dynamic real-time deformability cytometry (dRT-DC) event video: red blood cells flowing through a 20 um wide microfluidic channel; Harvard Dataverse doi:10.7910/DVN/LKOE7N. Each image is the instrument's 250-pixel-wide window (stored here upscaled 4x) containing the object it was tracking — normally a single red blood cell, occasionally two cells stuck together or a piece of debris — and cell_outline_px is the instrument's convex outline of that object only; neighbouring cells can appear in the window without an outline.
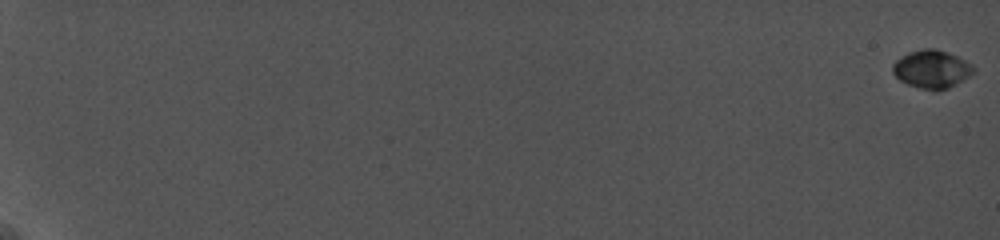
{"species": "common noctule bat (a hibernating species)", "species_latin": "Nyctalus noctula", "temperature_condition": "cold", "stored_images_in_passage": 80, "camera_frame_rate_fps": 5000, "um_per_image_px": 0.085, "animal": {"sex": "female", "body_mass_g": 19.0, "forearm_length_mm": 56.7}, "frame": {"image": 1, "passage_image": 1, "time_ms": 0.0, "image_size_px": [1000, 240], "cell_outline_px": [[976, 72], [948, 88], [920, 88], [908, 84], [900, 80], [892, 72], [892, 64], [900, 56], [908, 52], [924, 48], [936, 48], [956, 56], [972, 64], [976, 68]], "centroid_in_image_um": [79.19, 5.84], "position_along_channel_um": 5.8, "area_um2": 17.69}}
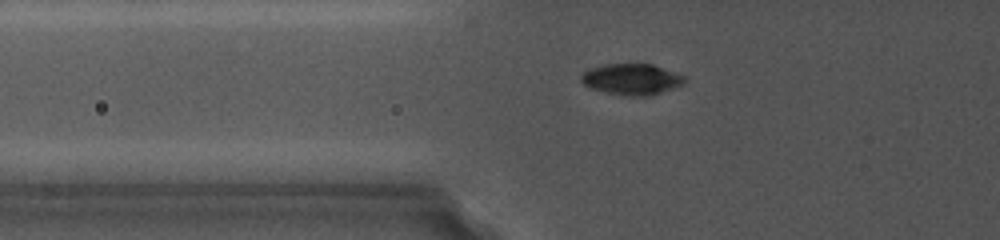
{"frame": {"image": 2, "passage_image": 41, "time_ms": 8.8, "image_size_px": [1000, 240], "cell_outline_px": [[688, 80], [684, 84], [652, 96], [624, 96], [588, 88], [580, 80], [580, 76], [588, 68], [604, 64], [652, 64], [676, 72], [684, 76]], "centroid_in_image_um": [53.69, 6.74], "position_along_channel_um": 72.1, "area_um2": 19.07}}
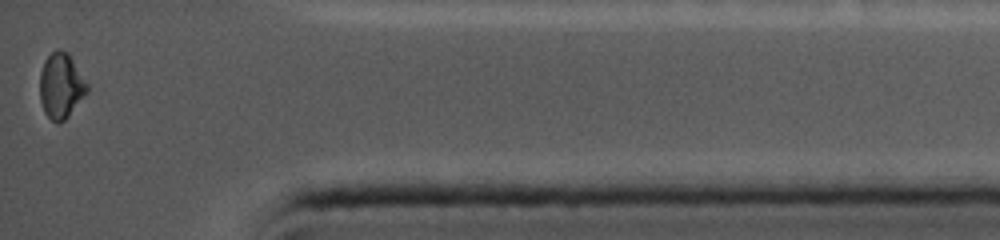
{"frame": {"image": 3, "passage_image": 80, "time_ms": 18.8, "image_size_px": [1000, 240], "cell_outline_px": [[88, 92], [68, 116], [60, 124], [56, 124], [44, 112], [40, 100], [40, 72], [44, 60], [56, 48], [60, 48], [68, 52], [88, 84]], "centroid_in_image_um": [5.18, 7.28], "position_along_channel_um": 430.0, "area_um2": 18.15}, "authors_computed_cell_mechanics": {"area_um2": 18.1492, "velocity_mm_per_s": 3.76, "shape_relaxation_time_tau1_ms": 1.7774, "shape_relaxation_time_tau2_ms": null, "deformation_change_tau1": 0.1002, "deformation_change_tau2": null}}